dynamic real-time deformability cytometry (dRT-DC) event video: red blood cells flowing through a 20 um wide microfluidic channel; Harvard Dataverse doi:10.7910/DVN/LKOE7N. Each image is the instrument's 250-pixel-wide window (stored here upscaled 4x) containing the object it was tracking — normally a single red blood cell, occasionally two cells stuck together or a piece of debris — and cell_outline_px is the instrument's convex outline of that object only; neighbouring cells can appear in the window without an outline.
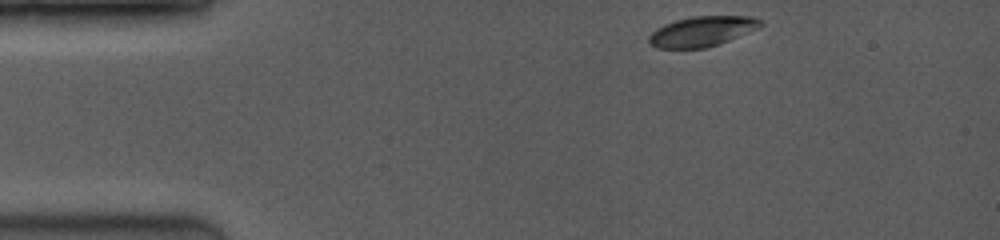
{"species": "common noctule bat (a hibernating species)", "species_latin": "Nyctalus noctula", "temperature_condition": "room temperature", "stored_images_in_passage": 6, "camera_frame_rate_fps": 3500, "um_per_image_px": 0.085, "animal": {"sex": "female", "body_mass_g": 19.0, "forearm_length_mm": 53.3}, "frame": {"image": 1, "passage_image": 1, "time_ms": 0.0, "image_size_px": [1000, 240], "cell_outline_px": [[764, 24], [760, 28], [720, 44], [704, 48], [656, 48], [648, 44], [648, 36], [656, 28], [664, 24], [676, 20], [692, 16], [752, 16], [764, 20]], "centroid_in_image_um": [59.7, 2.66], "position_along_channel_um": 25.3, "area_um2": 19.94}}
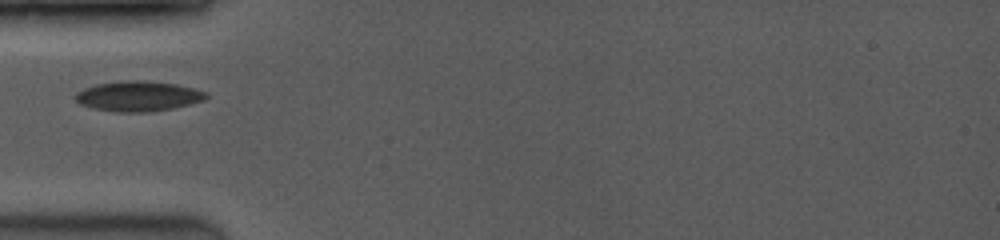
{"frame": {"image": 2, "passage_image": 6, "time_ms": 2.857, "image_size_px": [1000, 240], "cell_outline_px": [[208, 96], [204, 100], [172, 108], [148, 112], [116, 112], [92, 108], [80, 104], [72, 96], [76, 92], [84, 88], [96, 84], [120, 80], [140, 80], [176, 84], [208, 92]], "centroid_in_image_um": [11.7, 8.17], "position_along_channel_um": 73.3, "area_um2": 23.06}}